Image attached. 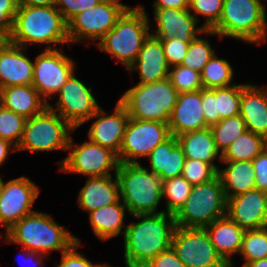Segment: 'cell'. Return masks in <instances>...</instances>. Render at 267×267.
I'll use <instances>...</instances> for the list:
<instances>
[{
  "mask_svg": "<svg viewBox=\"0 0 267 267\" xmlns=\"http://www.w3.org/2000/svg\"><path fill=\"white\" fill-rule=\"evenodd\" d=\"M200 75L204 89L228 87L231 86L230 82L233 78V70L228 61L218 59L214 54Z\"/></svg>",
  "mask_w": 267,
  "mask_h": 267,
  "instance_id": "obj_33",
  "label": "cell"
},
{
  "mask_svg": "<svg viewBox=\"0 0 267 267\" xmlns=\"http://www.w3.org/2000/svg\"><path fill=\"white\" fill-rule=\"evenodd\" d=\"M217 174L218 171L211 164L186 158L181 176L194 186L211 181Z\"/></svg>",
  "mask_w": 267,
  "mask_h": 267,
  "instance_id": "obj_40",
  "label": "cell"
},
{
  "mask_svg": "<svg viewBox=\"0 0 267 267\" xmlns=\"http://www.w3.org/2000/svg\"><path fill=\"white\" fill-rule=\"evenodd\" d=\"M73 73L74 62L63 53L61 54L57 48L52 49L48 46L35 60L32 85L48 103L46 98L51 97V94L59 93Z\"/></svg>",
  "mask_w": 267,
  "mask_h": 267,
  "instance_id": "obj_14",
  "label": "cell"
},
{
  "mask_svg": "<svg viewBox=\"0 0 267 267\" xmlns=\"http://www.w3.org/2000/svg\"><path fill=\"white\" fill-rule=\"evenodd\" d=\"M104 111L100 107L90 118H98L88 132L89 140L119 154L125 130L130 119L126 107L117 102L115 111L110 116H104Z\"/></svg>",
  "mask_w": 267,
  "mask_h": 267,
  "instance_id": "obj_18",
  "label": "cell"
},
{
  "mask_svg": "<svg viewBox=\"0 0 267 267\" xmlns=\"http://www.w3.org/2000/svg\"><path fill=\"white\" fill-rule=\"evenodd\" d=\"M214 52L207 40L196 37L190 42L181 65L201 73L208 61L214 56Z\"/></svg>",
  "mask_w": 267,
  "mask_h": 267,
  "instance_id": "obj_38",
  "label": "cell"
},
{
  "mask_svg": "<svg viewBox=\"0 0 267 267\" xmlns=\"http://www.w3.org/2000/svg\"><path fill=\"white\" fill-rule=\"evenodd\" d=\"M133 68L139 71L140 82L138 84L153 83L169 77L170 67L160 39L149 34L129 70L132 71Z\"/></svg>",
  "mask_w": 267,
  "mask_h": 267,
  "instance_id": "obj_22",
  "label": "cell"
},
{
  "mask_svg": "<svg viewBox=\"0 0 267 267\" xmlns=\"http://www.w3.org/2000/svg\"><path fill=\"white\" fill-rule=\"evenodd\" d=\"M103 267H111V266L103 265ZM126 267H137V266H133V265L126 264Z\"/></svg>",
  "mask_w": 267,
  "mask_h": 267,
  "instance_id": "obj_56",
  "label": "cell"
},
{
  "mask_svg": "<svg viewBox=\"0 0 267 267\" xmlns=\"http://www.w3.org/2000/svg\"><path fill=\"white\" fill-rule=\"evenodd\" d=\"M27 118L5 108L0 104V138L18 147Z\"/></svg>",
  "mask_w": 267,
  "mask_h": 267,
  "instance_id": "obj_37",
  "label": "cell"
},
{
  "mask_svg": "<svg viewBox=\"0 0 267 267\" xmlns=\"http://www.w3.org/2000/svg\"><path fill=\"white\" fill-rule=\"evenodd\" d=\"M248 84L216 88V123L222 119L238 115L242 90Z\"/></svg>",
  "mask_w": 267,
  "mask_h": 267,
  "instance_id": "obj_34",
  "label": "cell"
},
{
  "mask_svg": "<svg viewBox=\"0 0 267 267\" xmlns=\"http://www.w3.org/2000/svg\"><path fill=\"white\" fill-rule=\"evenodd\" d=\"M212 244L224 262H231L230 256L240 252L245 230L227 215L214 220L205 227Z\"/></svg>",
  "mask_w": 267,
  "mask_h": 267,
  "instance_id": "obj_27",
  "label": "cell"
},
{
  "mask_svg": "<svg viewBox=\"0 0 267 267\" xmlns=\"http://www.w3.org/2000/svg\"><path fill=\"white\" fill-rule=\"evenodd\" d=\"M169 79L178 93L194 92L203 89L201 75L183 65L173 66Z\"/></svg>",
  "mask_w": 267,
  "mask_h": 267,
  "instance_id": "obj_39",
  "label": "cell"
},
{
  "mask_svg": "<svg viewBox=\"0 0 267 267\" xmlns=\"http://www.w3.org/2000/svg\"><path fill=\"white\" fill-rule=\"evenodd\" d=\"M227 199L217 175L209 182L192 186L189 198L174 215L176 226L205 228L226 215Z\"/></svg>",
  "mask_w": 267,
  "mask_h": 267,
  "instance_id": "obj_8",
  "label": "cell"
},
{
  "mask_svg": "<svg viewBox=\"0 0 267 267\" xmlns=\"http://www.w3.org/2000/svg\"><path fill=\"white\" fill-rule=\"evenodd\" d=\"M151 172L159 175L162 181L180 176L185 163V155L177 137L171 135L147 156Z\"/></svg>",
  "mask_w": 267,
  "mask_h": 267,
  "instance_id": "obj_25",
  "label": "cell"
},
{
  "mask_svg": "<svg viewBox=\"0 0 267 267\" xmlns=\"http://www.w3.org/2000/svg\"><path fill=\"white\" fill-rule=\"evenodd\" d=\"M224 0H189L188 9L206 17L202 26L205 30H211L218 22L222 14Z\"/></svg>",
  "mask_w": 267,
  "mask_h": 267,
  "instance_id": "obj_41",
  "label": "cell"
},
{
  "mask_svg": "<svg viewBox=\"0 0 267 267\" xmlns=\"http://www.w3.org/2000/svg\"><path fill=\"white\" fill-rule=\"evenodd\" d=\"M23 47L9 40L0 42V89L16 85H32L34 63Z\"/></svg>",
  "mask_w": 267,
  "mask_h": 267,
  "instance_id": "obj_19",
  "label": "cell"
},
{
  "mask_svg": "<svg viewBox=\"0 0 267 267\" xmlns=\"http://www.w3.org/2000/svg\"><path fill=\"white\" fill-rule=\"evenodd\" d=\"M222 267H233V264L232 262H225ZM243 267H246V266H243Z\"/></svg>",
  "mask_w": 267,
  "mask_h": 267,
  "instance_id": "obj_54",
  "label": "cell"
},
{
  "mask_svg": "<svg viewBox=\"0 0 267 267\" xmlns=\"http://www.w3.org/2000/svg\"><path fill=\"white\" fill-rule=\"evenodd\" d=\"M38 195V187L24 176L3 182L0 194V224L5 226L6 231L33 212L31 206Z\"/></svg>",
  "mask_w": 267,
  "mask_h": 267,
  "instance_id": "obj_16",
  "label": "cell"
},
{
  "mask_svg": "<svg viewBox=\"0 0 267 267\" xmlns=\"http://www.w3.org/2000/svg\"><path fill=\"white\" fill-rule=\"evenodd\" d=\"M226 199V215L242 229L267 227L266 191L253 189Z\"/></svg>",
  "mask_w": 267,
  "mask_h": 267,
  "instance_id": "obj_17",
  "label": "cell"
},
{
  "mask_svg": "<svg viewBox=\"0 0 267 267\" xmlns=\"http://www.w3.org/2000/svg\"><path fill=\"white\" fill-rule=\"evenodd\" d=\"M157 32L152 34L158 39L176 38L184 42H191L197 37L196 33H202L203 27L195 28L198 18L191 14L189 9H154Z\"/></svg>",
  "mask_w": 267,
  "mask_h": 267,
  "instance_id": "obj_20",
  "label": "cell"
},
{
  "mask_svg": "<svg viewBox=\"0 0 267 267\" xmlns=\"http://www.w3.org/2000/svg\"><path fill=\"white\" fill-rule=\"evenodd\" d=\"M178 92L169 77L148 84H137L119 99L129 117L169 123Z\"/></svg>",
  "mask_w": 267,
  "mask_h": 267,
  "instance_id": "obj_7",
  "label": "cell"
},
{
  "mask_svg": "<svg viewBox=\"0 0 267 267\" xmlns=\"http://www.w3.org/2000/svg\"><path fill=\"white\" fill-rule=\"evenodd\" d=\"M267 148V139L245 130L220 156L221 161H252Z\"/></svg>",
  "mask_w": 267,
  "mask_h": 267,
  "instance_id": "obj_31",
  "label": "cell"
},
{
  "mask_svg": "<svg viewBox=\"0 0 267 267\" xmlns=\"http://www.w3.org/2000/svg\"><path fill=\"white\" fill-rule=\"evenodd\" d=\"M120 199L132 215L156 214L162 197V180L139 163H120L115 173Z\"/></svg>",
  "mask_w": 267,
  "mask_h": 267,
  "instance_id": "obj_5",
  "label": "cell"
},
{
  "mask_svg": "<svg viewBox=\"0 0 267 267\" xmlns=\"http://www.w3.org/2000/svg\"><path fill=\"white\" fill-rule=\"evenodd\" d=\"M256 189L267 192V148L253 160Z\"/></svg>",
  "mask_w": 267,
  "mask_h": 267,
  "instance_id": "obj_47",
  "label": "cell"
},
{
  "mask_svg": "<svg viewBox=\"0 0 267 267\" xmlns=\"http://www.w3.org/2000/svg\"><path fill=\"white\" fill-rule=\"evenodd\" d=\"M59 115L74 129L84 124L98 111L100 106L84 83L74 73L63 84L57 101Z\"/></svg>",
  "mask_w": 267,
  "mask_h": 267,
  "instance_id": "obj_15",
  "label": "cell"
},
{
  "mask_svg": "<svg viewBox=\"0 0 267 267\" xmlns=\"http://www.w3.org/2000/svg\"><path fill=\"white\" fill-rule=\"evenodd\" d=\"M203 33L260 44L267 34L265 4L261 0H224L219 22Z\"/></svg>",
  "mask_w": 267,
  "mask_h": 267,
  "instance_id": "obj_4",
  "label": "cell"
},
{
  "mask_svg": "<svg viewBox=\"0 0 267 267\" xmlns=\"http://www.w3.org/2000/svg\"><path fill=\"white\" fill-rule=\"evenodd\" d=\"M80 240H76L68 250L62 253V259L58 267H103L100 264H92L88 259L83 257L81 253H77L75 249L80 246Z\"/></svg>",
  "mask_w": 267,
  "mask_h": 267,
  "instance_id": "obj_45",
  "label": "cell"
},
{
  "mask_svg": "<svg viewBox=\"0 0 267 267\" xmlns=\"http://www.w3.org/2000/svg\"><path fill=\"white\" fill-rule=\"evenodd\" d=\"M18 10L17 0H0V38L8 40Z\"/></svg>",
  "mask_w": 267,
  "mask_h": 267,
  "instance_id": "obj_42",
  "label": "cell"
},
{
  "mask_svg": "<svg viewBox=\"0 0 267 267\" xmlns=\"http://www.w3.org/2000/svg\"><path fill=\"white\" fill-rule=\"evenodd\" d=\"M143 267H185L178 258L176 252L171 248L159 253Z\"/></svg>",
  "mask_w": 267,
  "mask_h": 267,
  "instance_id": "obj_48",
  "label": "cell"
},
{
  "mask_svg": "<svg viewBox=\"0 0 267 267\" xmlns=\"http://www.w3.org/2000/svg\"><path fill=\"white\" fill-rule=\"evenodd\" d=\"M129 7L119 0H102L96 6L73 16L67 22L69 42L102 39Z\"/></svg>",
  "mask_w": 267,
  "mask_h": 267,
  "instance_id": "obj_10",
  "label": "cell"
},
{
  "mask_svg": "<svg viewBox=\"0 0 267 267\" xmlns=\"http://www.w3.org/2000/svg\"><path fill=\"white\" fill-rule=\"evenodd\" d=\"M245 258L243 266L267 258V227L245 230L240 252Z\"/></svg>",
  "mask_w": 267,
  "mask_h": 267,
  "instance_id": "obj_36",
  "label": "cell"
},
{
  "mask_svg": "<svg viewBox=\"0 0 267 267\" xmlns=\"http://www.w3.org/2000/svg\"><path fill=\"white\" fill-rule=\"evenodd\" d=\"M148 15L141 6L129 7L115 26L97 44L101 51L108 52L129 67L134 63L144 40L149 36Z\"/></svg>",
  "mask_w": 267,
  "mask_h": 267,
  "instance_id": "obj_6",
  "label": "cell"
},
{
  "mask_svg": "<svg viewBox=\"0 0 267 267\" xmlns=\"http://www.w3.org/2000/svg\"><path fill=\"white\" fill-rule=\"evenodd\" d=\"M42 255L41 254H39V260L38 259H36V261H34L35 262V265H41V261H42V257H41ZM41 259V260H40Z\"/></svg>",
  "mask_w": 267,
  "mask_h": 267,
  "instance_id": "obj_53",
  "label": "cell"
},
{
  "mask_svg": "<svg viewBox=\"0 0 267 267\" xmlns=\"http://www.w3.org/2000/svg\"><path fill=\"white\" fill-rule=\"evenodd\" d=\"M8 40L23 48L27 43L64 45L69 42L67 22L55 6H18Z\"/></svg>",
  "mask_w": 267,
  "mask_h": 267,
  "instance_id": "obj_3",
  "label": "cell"
},
{
  "mask_svg": "<svg viewBox=\"0 0 267 267\" xmlns=\"http://www.w3.org/2000/svg\"><path fill=\"white\" fill-rule=\"evenodd\" d=\"M2 187H3V180H2L1 175H0V194L2 191Z\"/></svg>",
  "mask_w": 267,
  "mask_h": 267,
  "instance_id": "obj_55",
  "label": "cell"
},
{
  "mask_svg": "<svg viewBox=\"0 0 267 267\" xmlns=\"http://www.w3.org/2000/svg\"><path fill=\"white\" fill-rule=\"evenodd\" d=\"M168 126L175 137L209 127L202 111V89L178 94Z\"/></svg>",
  "mask_w": 267,
  "mask_h": 267,
  "instance_id": "obj_21",
  "label": "cell"
},
{
  "mask_svg": "<svg viewBox=\"0 0 267 267\" xmlns=\"http://www.w3.org/2000/svg\"><path fill=\"white\" fill-rule=\"evenodd\" d=\"M154 7L155 9H188L189 0H156L154 3Z\"/></svg>",
  "mask_w": 267,
  "mask_h": 267,
  "instance_id": "obj_49",
  "label": "cell"
},
{
  "mask_svg": "<svg viewBox=\"0 0 267 267\" xmlns=\"http://www.w3.org/2000/svg\"><path fill=\"white\" fill-rule=\"evenodd\" d=\"M217 151L221 156L225 150L246 130L245 122L240 114L222 119L210 126Z\"/></svg>",
  "mask_w": 267,
  "mask_h": 267,
  "instance_id": "obj_32",
  "label": "cell"
},
{
  "mask_svg": "<svg viewBox=\"0 0 267 267\" xmlns=\"http://www.w3.org/2000/svg\"><path fill=\"white\" fill-rule=\"evenodd\" d=\"M125 210L128 211L120 199L113 204L90 212V223L96 237L106 241L120 234Z\"/></svg>",
  "mask_w": 267,
  "mask_h": 267,
  "instance_id": "obj_30",
  "label": "cell"
},
{
  "mask_svg": "<svg viewBox=\"0 0 267 267\" xmlns=\"http://www.w3.org/2000/svg\"><path fill=\"white\" fill-rule=\"evenodd\" d=\"M72 140V137H70L67 148L72 152L60 162V170L86 174L91 177L110 176L109 170L112 168H114L115 173L117 172L120 162L114 151L90 140L81 146H74Z\"/></svg>",
  "mask_w": 267,
  "mask_h": 267,
  "instance_id": "obj_13",
  "label": "cell"
},
{
  "mask_svg": "<svg viewBox=\"0 0 267 267\" xmlns=\"http://www.w3.org/2000/svg\"><path fill=\"white\" fill-rule=\"evenodd\" d=\"M132 216L141 221L130 223L124 229L125 264L143 267L159 253L171 248L176 222L174 215L165 211Z\"/></svg>",
  "mask_w": 267,
  "mask_h": 267,
  "instance_id": "obj_1",
  "label": "cell"
},
{
  "mask_svg": "<svg viewBox=\"0 0 267 267\" xmlns=\"http://www.w3.org/2000/svg\"><path fill=\"white\" fill-rule=\"evenodd\" d=\"M40 97L33 85H16L0 89V104L27 119L42 113L48 107L49 103Z\"/></svg>",
  "mask_w": 267,
  "mask_h": 267,
  "instance_id": "obj_24",
  "label": "cell"
},
{
  "mask_svg": "<svg viewBox=\"0 0 267 267\" xmlns=\"http://www.w3.org/2000/svg\"><path fill=\"white\" fill-rule=\"evenodd\" d=\"M202 111L206 124H216V88L202 89Z\"/></svg>",
  "mask_w": 267,
  "mask_h": 267,
  "instance_id": "obj_46",
  "label": "cell"
},
{
  "mask_svg": "<svg viewBox=\"0 0 267 267\" xmlns=\"http://www.w3.org/2000/svg\"><path fill=\"white\" fill-rule=\"evenodd\" d=\"M246 267H267V258L250 262Z\"/></svg>",
  "mask_w": 267,
  "mask_h": 267,
  "instance_id": "obj_52",
  "label": "cell"
},
{
  "mask_svg": "<svg viewBox=\"0 0 267 267\" xmlns=\"http://www.w3.org/2000/svg\"><path fill=\"white\" fill-rule=\"evenodd\" d=\"M162 197H167L166 213L175 215L189 198L192 185L181 175L162 181Z\"/></svg>",
  "mask_w": 267,
  "mask_h": 267,
  "instance_id": "obj_35",
  "label": "cell"
},
{
  "mask_svg": "<svg viewBox=\"0 0 267 267\" xmlns=\"http://www.w3.org/2000/svg\"><path fill=\"white\" fill-rule=\"evenodd\" d=\"M75 129L51 105L40 114L26 120L18 150L49 151L67 150L70 136Z\"/></svg>",
  "mask_w": 267,
  "mask_h": 267,
  "instance_id": "obj_9",
  "label": "cell"
},
{
  "mask_svg": "<svg viewBox=\"0 0 267 267\" xmlns=\"http://www.w3.org/2000/svg\"><path fill=\"white\" fill-rule=\"evenodd\" d=\"M120 199L119 183L115 175L103 177H90L85 186L80 190L78 202L79 206L92 212L101 207L116 203Z\"/></svg>",
  "mask_w": 267,
  "mask_h": 267,
  "instance_id": "obj_26",
  "label": "cell"
},
{
  "mask_svg": "<svg viewBox=\"0 0 267 267\" xmlns=\"http://www.w3.org/2000/svg\"><path fill=\"white\" fill-rule=\"evenodd\" d=\"M18 6H55L56 0H17Z\"/></svg>",
  "mask_w": 267,
  "mask_h": 267,
  "instance_id": "obj_50",
  "label": "cell"
},
{
  "mask_svg": "<svg viewBox=\"0 0 267 267\" xmlns=\"http://www.w3.org/2000/svg\"><path fill=\"white\" fill-rule=\"evenodd\" d=\"M228 164L223 170L218 169L226 198L256 189L255 170L252 161H222Z\"/></svg>",
  "mask_w": 267,
  "mask_h": 267,
  "instance_id": "obj_28",
  "label": "cell"
},
{
  "mask_svg": "<svg viewBox=\"0 0 267 267\" xmlns=\"http://www.w3.org/2000/svg\"><path fill=\"white\" fill-rule=\"evenodd\" d=\"M14 148V150H16V146L13 145L11 142L1 139L0 138V165L3 164V162L6 160L7 156H8V148Z\"/></svg>",
  "mask_w": 267,
  "mask_h": 267,
  "instance_id": "obj_51",
  "label": "cell"
},
{
  "mask_svg": "<svg viewBox=\"0 0 267 267\" xmlns=\"http://www.w3.org/2000/svg\"><path fill=\"white\" fill-rule=\"evenodd\" d=\"M177 140L186 158L211 164L218 171L219 168L213 164V160L218 157L219 152L210 127L183 133L177 136Z\"/></svg>",
  "mask_w": 267,
  "mask_h": 267,
  "instance_id": "obj_29",
  "label": "cell"
},
{
  "mask_svg": "<svg viewBox=\"0 0 267 267\" xmlns=\"http://www.w3.org/2000/svg\"><path fill=\"white\" fill-rule=\"evenodd\" d=\"M166 61L170 67L181 65L186 56L190 42H184L181 39L168 38L161 40ZM172 65V67H171Z\"/></svg>",
  "mask_w": 267,
  "mask_h": 267,
  "instance_id": "obj_43",
  "label": "cell"
},
{
  "mask_svg": "<svg viewBox=\"0 0 267 267\" xmlns=\"http://www.w3.org/2000/svg\"><path fill=\"white\" fill-rule=\"evenodd\" d=\"M6 241L21 244L23 254L29 258L37 254L43 255L50 250H68L76 238L63 227L59 226L49 215L33 211L20 219L8 231Z\"/></svg>",
  "mask_w": 267,
  "mask_h": 267,
  "instance_id": "obj_2",
  "label": "cell"
},
{
  "mask_svg": "<svg viewBox=\"0 0 267 267\" xmlns=\"http://www.w3.org/2000/svg\"><path fill=\"white\" fill-rule=\"evenodd\" d=\"M171 136L167 123L130 118L118 154L120 163H138Z\"/></svg>",
  "mask_w": 267,
  "mask_h": 267,
  "instance_id": "obj_11",
  "label": "cell"
},
{
  "mask_svg": "<svg viewBox=\"0 0 267 267\" xmlns=\"http://www.w3.org/2000/svg\"><path fill=\"white\" fill-rule=\"evenodd\" d=\"M102 0H56L55 7L68 22L76 14L96 6Z\"/></svg>",
  "mask_w": 267,
  "mask_h": 267,
  "instance_id": "obj_44",
  "label": "cell"
},
{
  "mask_svg": "<svg viewBox=\"0 0 267 267\" xmlns=\"http://www.w3.org/2000/svg\"><path fill=\"white\" fill-rule=\"evenodd\" d=\"M239 114L246 130L267 139V89L248 84L242 90Z\"/></svg>",
  "mask_w": 267,
  "mask_h": 267,
  "instance_id": "obj_23",
  "label": "cell"
},
{
  "mask_svg": "<svg viewBox=\"0 0 267 267\" xmlns=\"http://www.w3.org/2000/svg\"><path fill=\"white\" fill-rule=\"evenodd\" d=\"M171 247L185 267H222L225 263L205 228L176 226Z\"/></svg>",
  "mask_w": 267,
  "mask_h": 267,
  "instance_id": "obj_12",
  "label": "cell"
}]
</instances>
